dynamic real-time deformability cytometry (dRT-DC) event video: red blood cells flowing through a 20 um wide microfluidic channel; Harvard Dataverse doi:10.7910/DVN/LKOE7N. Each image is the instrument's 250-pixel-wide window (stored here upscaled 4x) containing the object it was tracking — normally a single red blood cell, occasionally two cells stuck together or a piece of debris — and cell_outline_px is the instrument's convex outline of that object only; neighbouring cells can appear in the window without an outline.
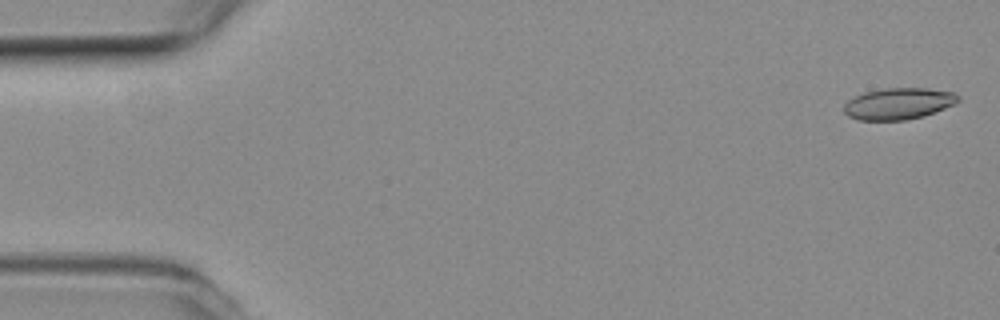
{"species": "common noctule bat (a hibernating species)", "species_latin": "Nyctalus noctula", "temperature_condition": "room temperature", "stored_images_in_passage": 55, "camera_frame_rate_fps": 3000, "um_per_image_px": 0.085, "animal": {"sex": "female", "body_mass_g": 19.3, "forearm_length_mm": 54.1}, "frame": {"image": 1, "passage_image": 2, "time_ms": 0.333, "image_size_px": [1000, 320], "cell_outline_px": [[960, 100], [956, 104], [924, 116], [904, 120], [860, 120], [848, 116], [844, 112], [844, 104], [848, 100], [864, 92], [884, 88], [928, 88], [952, 92], [960, 96]], "centroid_in_image_um": [76.39, 8.81], "position_along_channel_um": 8.6, "area_um2": 21.04}}
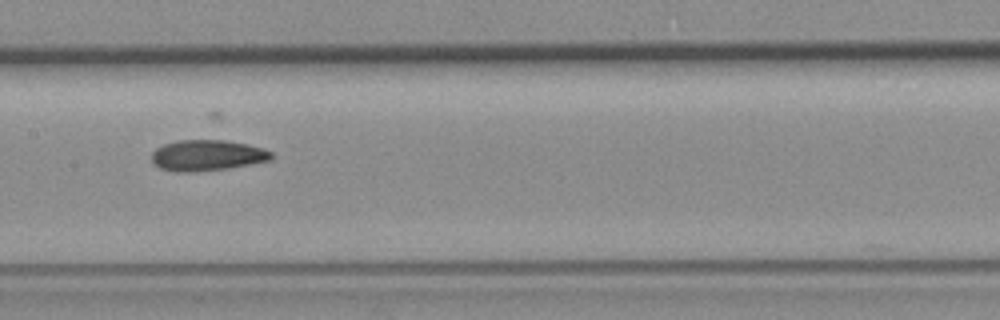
{"frame": {"image": 2, "passage_image": 27, "time_ms": 8.667, "image_size_px": [1000, 320], "cell_outline_px": [[272, 160], [228, 168], [196, 172], [176, 172], [160, 168], [152, 164], [152, 152], [156, 148], [164, 144], [176, 140], [224, 140], [248, 144], [272, 152]], "centroid_in_image_um": [17.57, 13.21], "position_along_channel_um": 189.8, "area_um2": 21.62}}
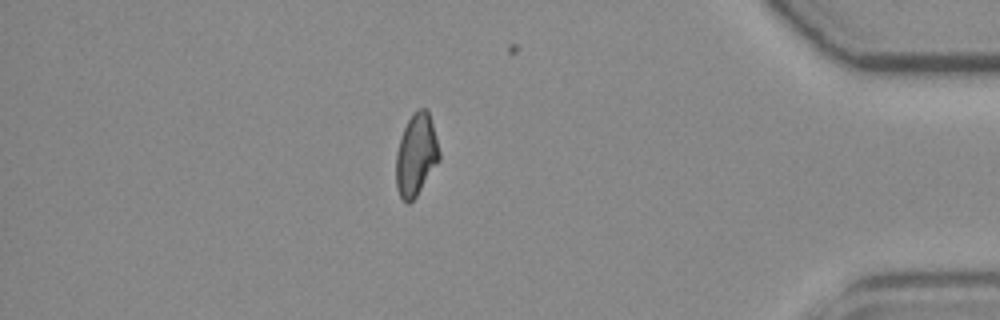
{"frame": {"image": 3, "passage_image": 47, "time_ms": 15.333, "image_size_px": [1000, 320], "cell_outline_px": [[440, 160], [416, 196], [408, 204], [404, 204], [396, 188], [396, 152], [400, 136], [412, 112], [416, 108], [428, 108], [440, 152]], "centroid_in_image_um": [35.36, 13.15], "position_along_channel_um": 399.8, "area_um2": 20.92}, "authors_computed_cell_mechanics": {"area_um2": 21.1548, "velocity_mm_per_s": 3.789, "shape_relaxation_time_tau1_ms": null, "shape_relaxation_time_tau2_ms": 4.8803, "deformation_change_tau1": null, "deformation_change_tau2": 0.1117}}